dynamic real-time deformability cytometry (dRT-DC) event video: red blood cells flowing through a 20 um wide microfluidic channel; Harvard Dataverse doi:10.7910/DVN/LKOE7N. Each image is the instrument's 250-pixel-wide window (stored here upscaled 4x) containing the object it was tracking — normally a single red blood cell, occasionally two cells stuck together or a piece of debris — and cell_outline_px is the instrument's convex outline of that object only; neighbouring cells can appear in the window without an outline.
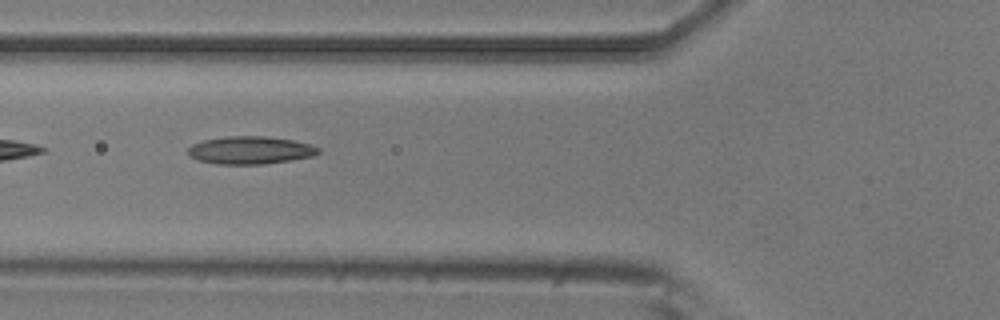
{"species": "common noctule bat (a hibernating species)", "species_latin": "Nyctalus noctula", "temperature_condition": "room temperature", "stored_images_in_passage": 7, "camera_frame_rate_fps": 3000, "um_per_image_px": 0.085, "animal": {"sex": "male", "body_mass_g": 20.5, "forearm_length_mm": 52.5}, "frame": {"image": 1, "passage_image": 7, "time_ms": 2.0, "image_size_px": [1000, 320], "cell_outline_px": [[320, 152], [312, 156], [288, 160], [260, 164], [216, 164], [200, 160], [188, 156], [188, 148], [192, 144], [204, 140], [224, 136], [264, 136], [292, 140], [308, 144], [320, 148]], "centroid_in_image_um": [21.23, 12.76], "position_along_channel_um": 104.6, "area_um2": 20.87}}